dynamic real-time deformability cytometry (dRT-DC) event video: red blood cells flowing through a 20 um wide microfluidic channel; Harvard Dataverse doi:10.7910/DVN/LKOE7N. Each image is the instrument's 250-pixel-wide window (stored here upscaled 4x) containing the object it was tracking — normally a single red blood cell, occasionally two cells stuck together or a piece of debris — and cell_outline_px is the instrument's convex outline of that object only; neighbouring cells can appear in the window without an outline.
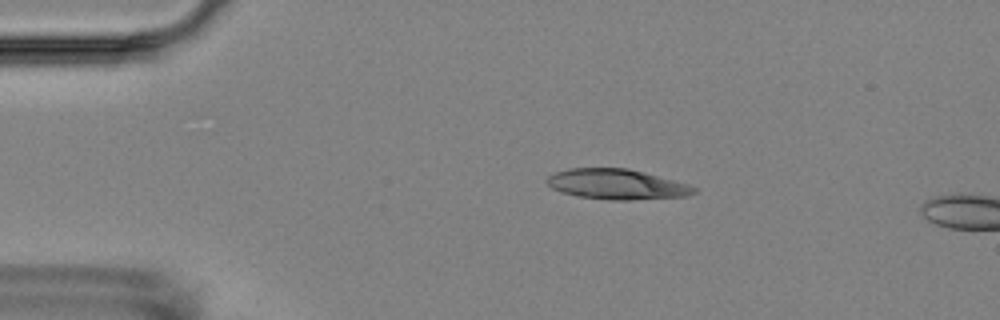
{"species": "Egyptian fruit bat (a non-hibernating species)", "species_latin": "Rousettus aegyptiacus", "temperature_condition": "room temperature", "stored_images_in_passage": 5, "camera_frame_rate_fps": 3000, "um_per_image_px": 0.085, "animal": {"sex": "female"}, "frame": {"image": 1, "passage_image": 3, "time_ms": 2.333, "image_size_px": [1000, 320], "cell_outline_px": [[696, 192], [688, 196], [632, 200], [608, 200], [576, 196], [560, 192], [552, 188], [544, 180], [548, 176], [556, 172], [568, 168], [628, 168], [644, 172], [688, 184], [696, 188]], "centroid_in_image_um": [52.4, 15.67], "position_along_channel_um": 32.6, "area_um2": 26.07}}